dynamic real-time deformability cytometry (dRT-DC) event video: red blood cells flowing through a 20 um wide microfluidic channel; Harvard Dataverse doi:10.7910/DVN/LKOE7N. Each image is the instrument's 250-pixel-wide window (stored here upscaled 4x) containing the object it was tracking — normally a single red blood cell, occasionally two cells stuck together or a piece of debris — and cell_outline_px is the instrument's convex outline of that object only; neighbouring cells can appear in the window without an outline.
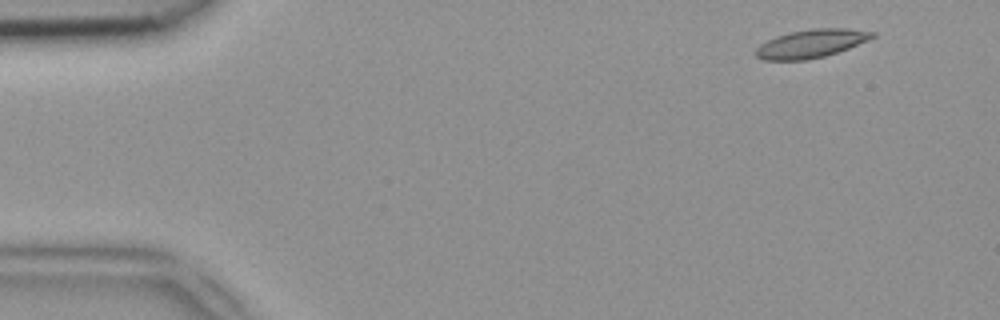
{"species": "common noctule bat (a hibernating species)", "species_latin": "Nyctalus noctula", "temperature_condition": "room temperature", "stored_images_in_passage": 12, "camera_frame_rate_fps": 3000, "um_per_image_px": 0.085, "animal": {"sex": "female", "body_mass_g": 18.4}, "frame": {"image": 1, "passage_image": 3, "time_ms": 0.667, "image_size_px": [1000, 320], "cell_outline_px": [[876, 36], [868, 40], [848, 48], [824, 56], [808, 60], [764, 60], [756, 56], [756, 48], [760, 44], [776, 36], [792, 32], [816, 28], [844, 28], [876, 32]], "centroid_in_image_um": [68.95, 3.71], "position_along_channel_um": 16.0, "area_um2": 19.02}}